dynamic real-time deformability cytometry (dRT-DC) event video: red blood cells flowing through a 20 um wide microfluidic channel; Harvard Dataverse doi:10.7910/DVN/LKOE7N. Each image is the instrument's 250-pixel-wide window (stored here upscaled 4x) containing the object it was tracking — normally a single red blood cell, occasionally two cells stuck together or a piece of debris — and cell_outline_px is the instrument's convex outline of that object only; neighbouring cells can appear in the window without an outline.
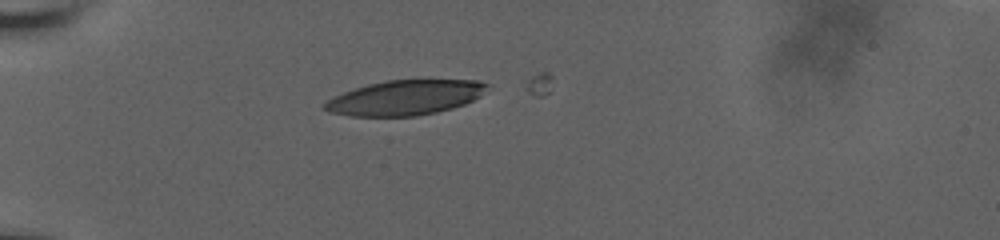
{"species": "human", "species_latin": "Homo sapiens", "temperature_condition": "room temperature", "stored_images_in_passage": 6, "camera_frame_rate_fps": 3000, "um_per_image_px": 0.085, "donor": {"sex": "male"}, "frame": {"image": 1, "passage_image": 1, "time_ms": 0.0, "image_size_px": [1000, 240], "cell_outline_px": [[488, 84], [480, 96], [464, 104], [452, 108], [436, 112], [416, 116], [352, 116], [328, 112], [324, 108], [324, 104], [332, 96], [368, 84], [388, 80], [480, 80]], "centroid_in_image_um": [34.42, 8.3], "position_along_channel_um": 50.6, "area_um2": 32.77}}
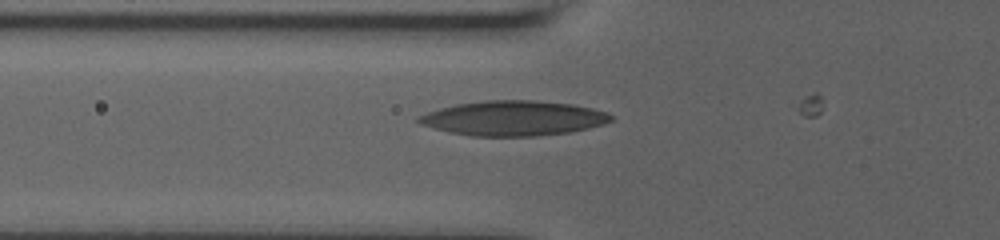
{"frame": {"image": 2, "passage_image": 5, "time_ms": 1.667, "image_size_px": [1000, 240], "cell_outline_px": [[612, 120], [604, 124], [588, 128], [568, 132], [536, 136], [472, 136], [448, 132], [420, 124], [416, 120], [416, 116], [440, 108], [456, 104], [488, 100], [536, 100], [572, 104], [592, 108], [608, 112], [612, 116]], "centroid_in_image_um": [43.63, 10.04], "position_along_channel_um": 82.2, "area_um2": 39.13}}